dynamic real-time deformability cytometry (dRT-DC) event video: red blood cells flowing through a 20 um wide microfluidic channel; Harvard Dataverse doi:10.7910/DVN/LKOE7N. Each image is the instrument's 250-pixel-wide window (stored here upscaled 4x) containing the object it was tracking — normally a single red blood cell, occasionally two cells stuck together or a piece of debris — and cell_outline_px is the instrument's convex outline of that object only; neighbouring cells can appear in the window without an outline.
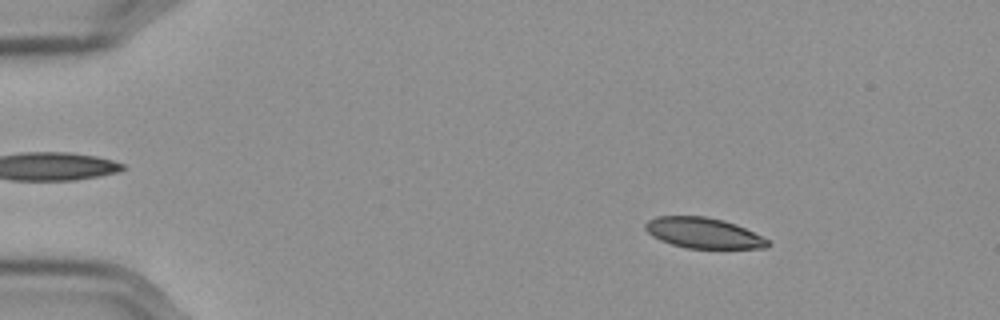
{"species": "Egyptian fruit bat (a non-hibernating species)", "species_latin": "Rousettus aegyptiacus", "temperature_condition": "cold", "stored_images_in_passage": 56, "camera_frame_rate_fps": 3000, "um_per_image_px": 0.085, "frame": {"image": 1, "passage_image": 8, "time_ms": 2.333, "image_size_px": [1000, 320], "cell_outline_px": [[772, 244], [768, 248], [684, 248], [660, 240], [652, 236], [644, 228], [644, 224], [648, 220], [656, 216], [704, 216], [724, 220], [736, 224], [768, 240]], "centroid_in_image_um": [59.77, 19.8], "position_along_channel_um": 25.2, "area_um2": 21.79}}
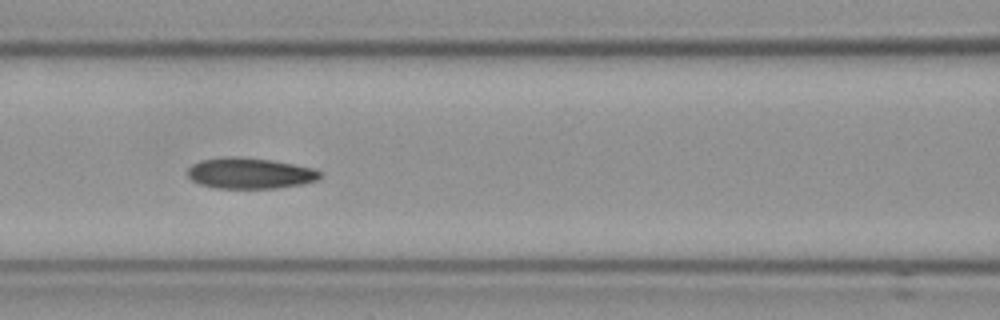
{"frame": {"image": 2, "passage_image": 25, "time_ms": 8.0, "image_size_px": [1000, 320], "cell_outline_px": [[320, 176], [316, 180], [304, 184], [276, 188], [216, 188], [200, 184], [192, 180], [188, 176], [188, 168], [192, 164], [200, 160], [232, 156], [272, 160], [316, 168], [320, 172]], "centroid_in_image_um": [21.25, 14.72], "position_along_channel_um": 145.4, "area_um2": 23.81}}
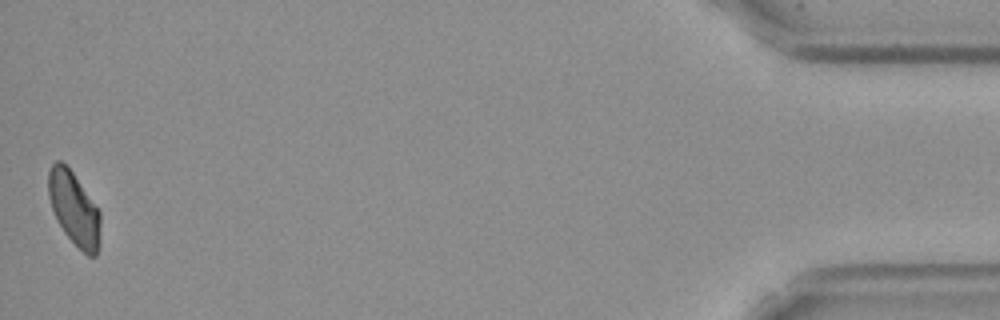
{"frame": {"image": 3, "passage_image": 56, "time_ms": 18.333, "image_size_px": [1000, 320], "cell_outline_px": [[100, 244], [96, 256], [88, 256], [64, 232], [56, 220], [48, 196], [48, 172], [52, 164], [56, 160], [60, 160], [72, 172], [100, 212]], "centroid_in_image_um": [6.29, 17.74], "position_along_channel_um": 428.9, "area_um2": 22.02}, "authors_computed_cell_mechanics": {"area_um2": 23.0911, "velocity_mm_per_s": 3.5796, "shape_relaxation_time_tau1_ms": null, "shape_relaxation_time_tau2_ms": 4.7886, "deformation_change_tau1": null, "deformation_change_tau2": 0.0864}}